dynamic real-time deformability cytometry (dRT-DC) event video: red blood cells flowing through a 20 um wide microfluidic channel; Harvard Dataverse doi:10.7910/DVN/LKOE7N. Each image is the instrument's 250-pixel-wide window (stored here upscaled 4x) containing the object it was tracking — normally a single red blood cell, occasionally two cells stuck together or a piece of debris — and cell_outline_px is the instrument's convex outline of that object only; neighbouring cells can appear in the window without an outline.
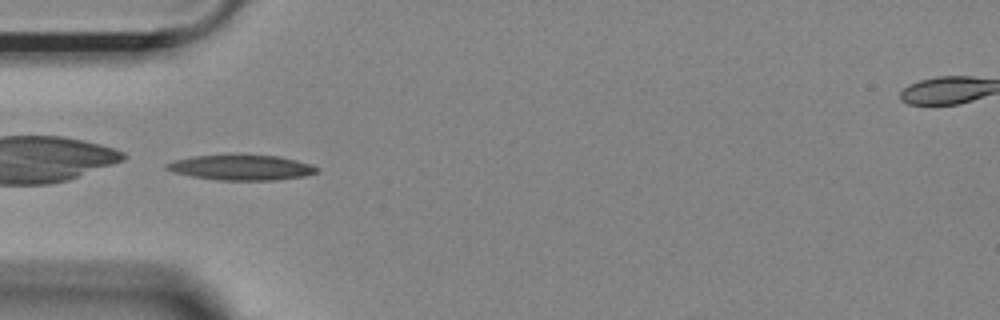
{"species": "Egyptian fruit bat (a non-hibernating species)", "species_latin": "Rousettus aegyptiacus", "temperature_condition": "room temperature", "stored_images_in_passage": 38, "camera_frame_rate_fps": 3000, "um_per_image_px": 0.085, "animal": {"sex": "female"}, "frame": {"image": 1, "passage_image": 1, "time_ms": 0.0, "image_size_px": [1000, 320], "cell_outline_px": [[320, 168], [316, 172], [304, 176], [276, 180], [220, 180], [192, 176], [172, 172], [164, 168], [164, 164], [176, 160], [192, 156], [276, 156], [296, 160], [312, 164]], "centroid_in_image_um": [20.51, 14.25], "position_along_channel_um": 64.5, "area_um2": 21.68}}
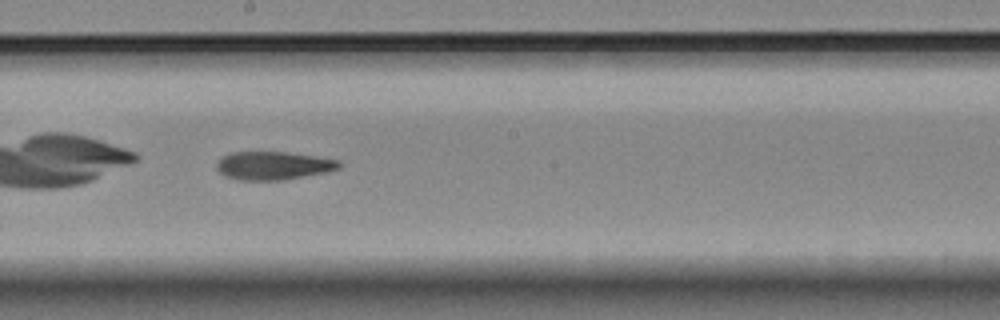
{"frame": {"image": 2, "passage_image": 14, "time_ms": 4.333, "image_size_px": [1000, 320], "cell_outline_px": [[340, 168], [324, 172], [280, 180], [240, 180], [224, 176], [216, 168], [216, 164], [224, 156], [232, 152], [288, 152], [316, 156], [340, 160]], "centroid_in_image_um": [23.22, 14.07], "position_along_channel_um": 225.0, "area_um2": 19.94}}
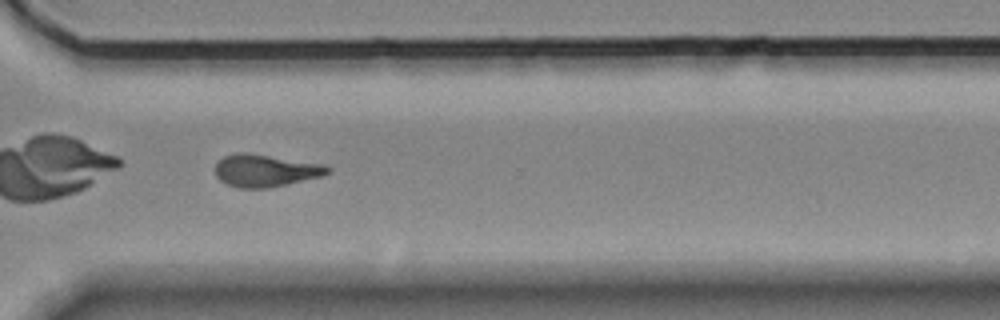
{"frame": {"image": 3, "passage_image": 24, "time_ms": 7.667, "image_size_px": [1000, 320], "cell_outline_px": [[332, 168], [328, 172], [320, 176], [288, 184], [268, 188], [240, 188], [228, 184], [220, 180], [216, 176], [216, 164], [224, 156], [236, 152], [248, 152], [324, 164]], "centroid_in_image_um": [22.55, 14.49], "position_along_channel_um": 348.0, "area_um2": 21.15}, "authors_computed_cell_mechanics": {"area_um2": 20.3167, "velocity_mm_per_s": 3.6975, "shape_relaxation_time_tau1_ms": 11.1812, "shape_relaxation_time_tau2_ms": 4.3695, "deformation_change_tau1": 0.2924, "deformation_change_tau2": 0.1348}}